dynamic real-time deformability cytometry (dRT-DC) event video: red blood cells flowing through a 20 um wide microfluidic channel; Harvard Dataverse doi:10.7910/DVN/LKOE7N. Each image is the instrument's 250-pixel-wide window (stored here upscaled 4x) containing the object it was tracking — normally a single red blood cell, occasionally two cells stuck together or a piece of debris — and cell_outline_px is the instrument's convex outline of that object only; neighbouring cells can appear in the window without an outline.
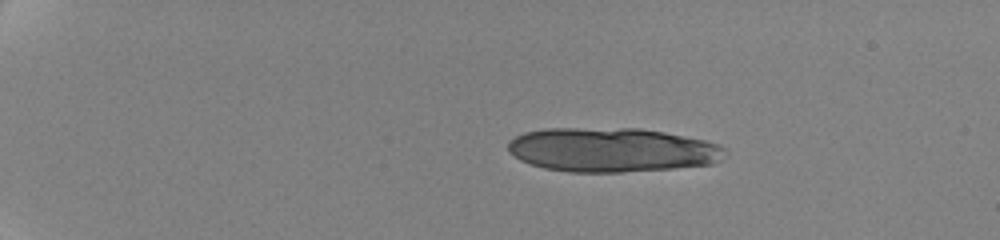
{"species": "human", "species_latin": "Homo sapiens", "temperature_condition": "cold", "stored_images_in_passage": 11, "camera_frame_rate_fps": 3000, "um_per_image_px": 0.085, "donor": {"sex": "female"}, "frame": {"image": 1, "passage_image": 1, "time_ms": 0.0, "image_size_px": [1000, 240], "cell_outline_px": [[724, 148], [720, 160], [712, 164], [672, 168], [620, 172], [568, 172], [544, 168], [528, 164], [520, 160], [508, 152], [508, 140], [524, 132], [544, 128], [640, 128], [664, 132], [704, 140], [720, 144]], "centroid_in_image_um": [51.94, 12.73], "position_along_channel_um": 33.1, "area_um2": 56.07}}